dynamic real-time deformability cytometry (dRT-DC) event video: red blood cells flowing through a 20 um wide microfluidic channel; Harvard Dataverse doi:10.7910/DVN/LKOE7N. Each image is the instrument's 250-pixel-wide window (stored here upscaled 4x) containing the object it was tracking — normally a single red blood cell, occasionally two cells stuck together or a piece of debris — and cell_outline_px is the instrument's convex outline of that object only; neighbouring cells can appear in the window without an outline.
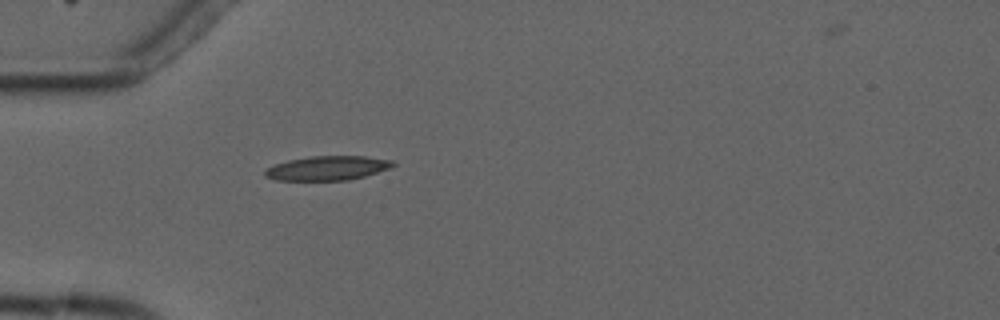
{"species": "common noctule bat (a hibernating species)", "species_latin": "Nyctalus noctula", "temperature_condition": "cold", "stored_images_in_passage": 2, "camera_frame_rate_fps": 3000, "um_per_image_px": 0.085, "animal": {"sex": "male", "forearm_length_mm": 52.5}, "frame": {"image": 1, "passage_image": 1, "time_ms": 0.0, "image_size_px": [1000, 320], "cell_outline_px": [[396, 164], [392, 168], [364, 176], [348, 180], [276, 180], [264, 176], [264, 172], [268, 168], [276, 164], [288, 160], [312, 156], [364, 156], [392, 160]], "centroid_in_image_um": [27.87, 14.29], "position_along_channel_um": 57.1, "area_um2": 18.03}}